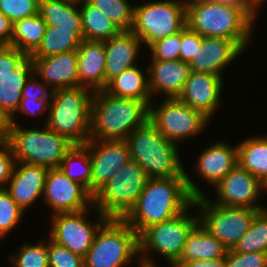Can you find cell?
<instances>
[{"mask_svg": "<svg viewBox=\"0 0 267 267\" xmlns=\"http://www.w3.org/2000/svg\"><path fill=\"white\" fill-rule=\"evenodd\" d=\"M46 28L47 24L39 14L16 21L11 46L30 56L40 45Z\"/></svg>", "mask_w": 267, "mask_h": 267, "instance_id": "cell-31", "label": "cell"}, {"mask_svg": "<svg viewBox=\"0 0 267 267\" xmlns=\"http://www.w3.org/2000/svg\"><path fill=\"white\" fill-rule=\"evenodd\" d=\"M181 31L153 42L150 49L151 60H179Z\"/></svg>", "mask_w": 267, "mask_h": 267, "instance_id": "cell-40", "label": "cell"}, {"mask_svg": "<svg viewBox=\"0 0 267 267\" xmlns=\"http://www.w3.org/2000/svg\"><path fill=\"white\" fill-rule=\"evenodd\" d=\"M52 90L33 73L22 90V98L51 99Z\"/></svg>", "mask_w": 267, "mask_h": 267, "instance_id": "cell-45", "label": "cell"}, {"mask_svg": "<svg viewBox=\"0 0 267 267\" xmlns=\"http://www.w3.org/2000/svg\"><path fill=\"white\" fill-rule=\"evenodd\" d=\"M216 204L229 207H250L263 210L256 204L264 192V184L249 171L237 164L216 186Z\"/></svg>", "mask_w": 267, "mask_h": 267, "instance_id": "cell-16", "label": "cell"}, {"mask_svg": "<svg viewBox=\"0 0 267 267\" xmlns=\"http://www.w3.org/2000/svg\"><path fill=\"white\" fill-rule=\"evenodd\" d=\"M48 170L41 165L15 162L5 190L24 213L32 203L43 196Z\"/></svg>", "mask_w": 267, "mask_h": 267, "instance_id": "cell-18", "label": "cell"}, {"mask_svg": "<svg viewBox=\"0 0 267 267\" xmlns=\"http://www.w3.org/2000/svg\"><path fill=\"white\" fill-rule=\"evenodd\" d=\"M34 74L52 91L79 86L77 51L31 58Z\"/></svg>", "mask_w": 267, "mask_h": 267, "instance_id": "cell-20", "label": "cell"}, {"mask_svg": "<svg viewBox=\"0 0 267 267\" xmlns=\"http://www.w3.org/2000/svg\"><path fill=\"white\" fill-rule=\"evenodd\" d=\"M172 267H225V257L211 260L175 262Z\"/></svg>", "mask_w": 267, "mask_h": 267, "instance_id": "cell-47", "label": "cell"}, {"mask_svg": "<svg viewBox=\"0 0 267 267\" xmlns=\"http://www.w3.org/2000/svg\"><path fill=\"white\" fill-rule=\"evenodd\" d=\"M148 66L151 97L165 94V98H177L188 80L191 68L181 60H150Z\"/></svg>", "mask_w": 267, "mask_h": 267, "instance_id": "cell-21", "label": "cell"}, {"mask_svg": "<svg viewBox=\"0 0 267 267\" xmlns=\"http://www.w3.org/2000/svg\"><path fill=\"white\" fill-rule=\"evenodd\" d=\"M232 250L238 253H267V208L254 216L248 231Z\"/></svg>", "mask_w": 267, "mask_h": 267, "instance_id": "cell-34", "label": "cell"}, {"mask_svg": "<svg viewBox=\"0 0 267 267\" xmlns=\"http://www.w3.org/2000/svg\"><path fill=\"white\" fill-rule=\"evenodd\" d=\"M264 191H267V181L264 183Z\"/></svg>", "mask_w": 267, "mask_h": 267, "instance_id": "cell-53", "label": "cell"}, {"mask_svg": "<svg viewBox=\"0 0 267 267\" xmlns=\"http://www.w3.org/2000/svg\"><path fill=\"white\" fill-rule=\"evenodd\" d=\"M93 91L84 86L61 88L52 92L45 125L73 144L90 139Z\"/></svg>", "mask_w": 267, "mask_h": 267, "instance_id": "cell-4", "label": "cell"}, {"mask_svg": "<svg viewBox=\"0 0 267 267\" xmlns=\"http://www.w3.org/2000/svg\"><path fill=\"white\" fill-rule=\"evenodd\" d=\"M51 99H29L22 98L17 109V112H22V114L28 115H41L49 112Z\"/></svg>", "mask_w": 267, "mask_h": 267, "instance_id": "cell-46", "label": "cell"}, {"mask_svg": "<svg viewBox=\"0 0 267 267\" xmlns=\"http://www.w3.org/2000/svg\"><path fill=\"white\" fill-rule=\"evenodd\" d=\"M58 168L69 179L83 185L91 193V160L89 149L85 144H74Z\"/></svg>", "mask_w": 267, "mask_h": 267, "instance_id": "cell-33", "label": "cell"}, {"mask_svg": "<svg viewBox=\"0 0 267 267\" xmlns=\"http://www.w3.org/2000/svg\"><path fill=\"white\" fill-rule=\"evenodd\" d=\"M256 10L261 6L262 2L266 0H247Z\"/></svg>", "mask_w": 267, "mask_h": 267, "instance_id": "cell-51", "label": "cell"}, {"mask_svg": "<svg viewBox=\"0 0 267 267\" xmlns=\"http://www.w3.org/2000/svg\"><path fill=\"white\" fill-rule=\"evenodd\" d=\"M33 73V62L28 56L10 75L0 80V109L10 117L11 123L17 121L15 113L22 99V90Z\"/></svg>", "mask_w": 267, "mask_h": 267, "instance_id": "cell-26", "label": "cell"}, {"mask_svg": "<svg viewBox=\"0 0 267 267\" xmlns=\"http://www.w3.org/2000/svg\"><path fill=\"white\" fill-rule=\"evenodd\" d=\"M142 41L132 31H121L116 36L104 40L105 47V87L114 77L136 66Z\"/></svg>", "mask_w": 267, "mask_h": 267, "instance_id": "cell-22", "label": "cell"}, {"mask_svg": "<svg viewBox=\"0 0 267 267\" xmlns=\"http://www.w3.org/2000/svg\"><path fill=\"white\" fill-rule=\"evenodd\" d=\"M79 5L82 17L83 39L104 41L121 32L108 17L87 0H79Z\"/></svg>", "mask_w": 267, "mask_h": 267, "instance_id": "cell-30", "label": "cell"}, {"mask_svg": "<svg viewBox=\"0 0 267 267\" xmlns=\"http://www.w3.org/2000/svg\"><path fill=\"white\" fill-rule=\"evenodd\" d=\"M202 36L191 31L187 26L181 30V46L179 60L190 63L197 51V45H201Z\"/></svg>", "mask_w": 267, "mask_h": 267, "instance_id": "cell-43", "label": "cell"}, {"mask_svg": "<svg viewBox=\"0 0 267 267\" xmlns=\"http://www.w3.org/2000/svg\"><path fill=\"white\" fill-rule=\"evenodd\" d=\"M97 7L121 31H131L134 23V7L127 0H87Z\"/></svg>", "mask_w": 267, "mask_h": 267, "instance_id": "cell-35", "label": "cell"}, {"mask_svg": "<svg viewBox=\"0 0 267 267\" xmlns=\"http://www.w3.org/2000/svg\"><path fill=\"white\" fill-rule=\"evenodd\" d=\"M139 266L140 267H157L156 264H150L139 260Z\"/></svg>", "mask_w": 267, "mask_h": 267, "instance_id": "cell-52", "label": "cell"}, {"mask_svg": "<svg viewBox=\"0 0 267 267\" xmlns=\"http://www.w3.org/2000/svg\"><path fill=\"white\" fill-rule=\"evenodd\" d=\"M151 102L121 98L104 90L93 92L90 139L125 140L149 121Z\"/></svg>", "mask_w": 267, "mask_h": 267, "instance_id": "cell-2", "label": "cell"}, {"mask_svg": "<svg viewBox=\"0 0 267 267\" xmlns=\"http://www.w3.org/2000/svg\"><path fill=\"white\" fill-rule=\"evenodd\" d=\"M18 251L9 257L14 267H49L48 248L44 240L37 245L24 243Z\"/></svg>", "mask_w": 267, "mask_h": 267, "instance_id": "cell-36", "label": "cell"}, {"mask_svg": "<svg viewBox=\"0 0 267 267\" xmlns=\"http://www.w3.org/2000/svg\"><path fill=\"white\" fill-rule=\"evenodd\" d=\"M244 50L234 41L225 38L202 37L201 45L189 66L191 71L208 72L223 76L222 71Z\"/></svg>", "mask_w": 267, "mask_h": 267, "instance_id": "cell-19", "label": "cell"}, {"mask_svg": "<svg viewBox=\"0 0 267 267\" xmlns=\"http://www.w3.org/2000/svg\"><path fill=\"white\" fill-rule=\"evenodd\" d=\"M193 203L199 208L200 224L228 250L233 249L248 231L254 216L260 211L250 207L216 204L211 202L207 195L194 198Z\"/></svg>", "mask_w": 267, "mask_h": 267, "instance_id": "cell-11", "label": "cell"}, {"mask_svg": "<svg viewBox=\"0 0 267 267\" xmlns=\"http://www.w3.org/2000/svg\"><path fill=\"white\" fill-rule=\"evenodd\" d=\"M149 177L130 160L94 195V206L108 218L123 219L137 203Z\"/></svg>", "mask_w": 267, "mask_h": 267, "instance_id": "cell-9", "label": "cell"}, {"mask_svg": "<svg viewBox=\"0 0 267 267\" xmlns=\"http://www.w3.org/2000/svg\"><path fill=\"white\" fill-rule=\"evenodd\" d=\"M39 0H0V12L13 24L38 14Z\"/></svg>", "mask_w": 267, "mask_h": 267, "instance_id": "cell-38", "label": "cell"}, {"mask_svg": "<svg viewBox=\"0 0 267 267\" xmlns=\"http://www.w3.org/2000/svg\"><path fill=\"white\" fill-rule=\"evenodd\" d=\"M146 75L136 66L126 69L120 75L111 79L103 89L115 97L130 98L152 102L149 89L148 68L145 69Z\"/></svg>", "mask_w": 267, "mask_h": 267, "instance_id": "cell-28", "label": "cell"}, {"mask_svg": "<svg viewBox=\"0 0 267 267\" xmlns=\"http://www.w3.org/2000/svg\"><path fill=\"white\" fill-rule=\"evenodd\" d=\"M160 106L149 105V121L174 144L202 134L210 120L179 98H166Z\"/></svg>", "mask_w": 267, "mask_h": 267, "instance_id": "cell-12", "label": "cell"}, {"mask_svg": "<svg viewBox=\"0 0 267 267\" xmlns=\"http://www.w3.org/2000/svg\"><path fill=\"white\" fill-rule=\"evenodd\" d=\"M253 21L240 9L211 0H186V26L202 37L234 40L245 50Z\"/></svg>", "mask_w": 267, "mask_h": 267, "instance_id": "cell-3", "label": "cell"}, {"mask_svg": "<svg viewBox=\"0 0 267 267\" xmlns=\"http://www.w3.org/2000/svg\"><path fill=\"white\" fill-rule=\"evenodd\" d=\"M190 207H196L192 203L184 212L172 219L156 223L146 228L139 235L138 260L155 264L152 260L153 254L166 258L173 265L181 256L188 234L199 223V215L189 214Z\"/></svg>", "mask_w": 267, "mask_h": 267, "instance_id": "cell-8", "label": "cell"}, {"mask_svg": "<svg viewBox=\"0 0 267 267\" xmlns=\"http://www.w3.org/2000/svg\"><path fill=\"white\" fill-rule=\"evenodd\" d=\"M85 145L91 160V194L94 196L130 158L125 140L89 139Z\"/></svg>", "mask_w": 267, "mask_h": 267, "instance_id": "cell-15", "label": "cell"}, {"mask_svg": "<svg viewBox=\"0 0 267 267\" xmlns=\"http://www.w3.org/2000/svg\"><path fill=\"white\" fill-rule=\"evenodd\" d=\"M186 175L149 178L137 203L123 219L140 235L149 226L184 212L194 198L205 195Z\"/></svg>", "mask_w": 267, "mask_h": 267, "instance_id": "cell-1", "label": "cell"}, {"mask_svg": "<svg viewBox=\"0 0 267 267\" xmlns=\"http://www.w3.org/2000/svg\"><path fill=\"white\" fill-rule=\"evenodd\" d=\"M78 8L79 0H39L38 14L47 26L71 29L83 39L82 17Z\"/></svg>", "mask_w": 267, "mask_h": 267, "instance_id": "cell-25", "label": "cell"}, {"mask_svg": "<svg viewBox=\"0 0 267 267\" xmlns=\"http://www.w3.org/2000/svg\"><path fill=\"white\" fill-rule=\"evenodd\" d=\"M93 210H96L98 215L96 223H90L86 219L89 208L81 212L52 215L49 237L71 252L85 257L93 244L97 231L109 219L95 206Z\"/></svg>", "mask_w": 267, "mask_h": 267, "instance_id": "cell-13", "label": "cell"}, {"mask_svg": "<svg viewBox=\"0 0 267 267\" xmlns=\"http://www.w3.org/2000/svg\"><path fill=\"white\" fill-rule=\"evenodd\" d=\"M186 26V0H159L134 6L131 31L149 47Z\"/></svg>", "mask_w": 267, "mask_h": 267, "instance_id": "cell-10", "label": "cell"}, {"mask_svg": "<svg viewBox=\"0 0 267 267\" xmlns=\"http://www.w3.org/2000/svg\"><path fill=\"white\" fill-rule=\"evenodd\" d=\"M227 248L200 222L188 234L182 254L176 262L223 258Z\"/></svg>", "mask_w": 267, "mask_h": 267, "instance_id": "cell-27", "label": "cell"}, {"mask_svg": "<svg viewBox=\"0 0 267 267\" xmlns=\"http://www.w3.org/2000/svg\"><path fill=\"white\" fill-rule=\"evenodd\" d=\"M43 197L52 208L51 215L94 208V196L83 185L69 179L60 168L48 170Z\"/></svg>", "mask_w": 267, "mask_h": 267, "instance_id": "cell-14", "label": "cell"}, {"mask_svg": "<svg viewBox=\"0 0 267 267\" xmlns=\"http://www.w3.org/2000/svg\"><path fill=\"white\" fill-rule=\"evenodd\" d=\"M82 39L71 29L47 26L38 48L30 58H44L54 54L77 51Z\"/></svg>", "mask_w": 267, "mask_h": 267, "instance_id": "cell-32", "label": "cell"}, {"mask_svg": "<svg viewBox=\"0 0 267 267\" xmlns=\"http://www.w3.org/2000/svg\"><path fill=\"white\" fill-rule=\"evenodd\" d=\"M11 119L0 109V143L7 142L10 136Z\"/></svg>", "mask_w": 267, "mask_h": 267, "instance_id": "cell-50", "label": "cell"}, {"mask_svg": "<svg viewBox=\"0 0 267 267\" xmlns=\"http://www.w3.org/2000/svg\"><path fill=\"white\" fill-rule=\"evenodd\" d=\"M47 242L49 267H84V257L71 252L51 238Z\"/></svg>", "mask_w": 267, "mask_h": 267, "instance_id": "cell-39", "label": "cell"}, {"mask_svg": "<svg viewBox=\"0 0 267 267\" xmlns=\"http://www.w3.org/2000/svg\"><path fill=\"white\" fill-rule=\"evenodd\" d=\"M13 23L0 12V46H11Z\"/></svg>", "mask_w": 267, "mask_h": 267, "instance_id": "cell-48", "label": "cell"}, {"mask_svg": "<svg viewBox=\"0 0 267 267\" xmlns=\"http://www.w3.org/2000/svg\"><path fill=\"white\" fill-rule=\"evenodd\" d=\"M43 128V129H42ZM41 129H24L11 123L9 144L15 162L58 168L67 151L74 145L66 137L43 124Z\"/></svg>", "mask_w": 267, "mask_h": 267, "instance_id": "cell-6", "label": "cell"}, {"mask_svg": "<svg viewBox=\"0 0 267 267\" xmlns=\"http://www.w3.org/2000/svg\"><path fill=\"white\" fill-rule=\"evenodd\" d=\"M125 141L131 160L137 162L149 178L187 176L178 145L167 140L150 121L134 130Z\"/></svg>", "mask_w": 267, "mask_h": 267, "instance_id": "cell-5", "label": "cell"}, {"mask_svg": "<svg viewBox=\"0 0 267 267\" xmlns=\"http://www.w3.org/2000/svg\"><path fill=\"white\" fill-rule=\"evenodd\" d=\"M139 257V235L124 219L109 218L97 231L84 267H123Z\"/></svg>", "mask_w": 267, "mask_h": 267, "instance_id": "cell-7", "label": "cell"}, {"mask_svg": "<svg viewBox=\"0 0 267 267\" xmlns=\"http://www.w3.org/2000/svg\"><path fill=\"white\" fill-rule=\"evenodd\" d=\"M225 267H267V253H238L229 249L225 255Z\"/></svg>", "mask_w": 267, "mask_h": 267, "instance_id": "cell-41", "label": "cell"}, {"mask_svg": "<svg viewBox=\"0 0 267 267\" xmlns=\"http://www.w3.org/2000/svg\"><path fill=\"white\" fill-rule=\"evenodd\" d=\"M79 86L93 92L105 88V47L104 41L82 39L77 49Z\"/></svg>", "mask_w": 267, "mask_h": 267, "instance_id": "cell-24", "label": "cell"}, {"mask_svg": "<svg viewBox=\"0 0 267 267\" xmlns=\"http://www.w3.org/2000/svg\"><path fill=\"white\" fill-rule=\"evenodd\" d=\"M28 56L12 46H0V80L10 75Z\"/></svg>", "mask_w": 267, "mask_h": 267, "instance_id": "cell-42", "label": "cell"}, {"mask_svg": "<svg viewBox=\"0 0 267 267\" xmlns=\"http://www.w3.org/2000/svg\"><path fill=\"white\" fill-rule=\"evenodd\" d=\"M24 212L12 200L10 194L0 189V239L5 238L9 232L21 221Z\"/></svg>", "mask_w": 267, "mask_h": 267, "instance_id": "cell-37", "label": "cell"}, {"mask_svg": "<svg viewBox=\"0 0 267 267\" xmlns=\"http://www.w3.org/2000/svg\"><path fill=\"white\" fill-rule=\"evenodd\" d=\"M238 164L237 146L219 141L202 151L195 168L201 178L209 185L216 186Z\"/></svg>", "mask_w": 267, "mask_h": 267, "instance_id": "cell-23", "label": "cell"}, {"mask_svg": "<svg viewBox=\"0 0 267 267\" xmlns=\"http://www.w3.org/2000/svg\"><path fill=\"white\" fill-rule=\"evenodd\" d=\"M14 164L15 160L9 142L0 143V189H4L11 178Z\"/></svg>", "mask_w": 267, "mask_h": 267, "instance_id": "cell-44", "label": "cell"}, {"mask_svg": "<svg viewBox=\"0 0 267 267\" xmlns=\"http://www.w3.org/2000/svg\"><path fill=\"white\" fill-rule=\"evenodd\" d=\"M224 5L232 6L242 10L253 22L257 15V10L247 0H211Z\"/></svg>", "mask_w": 267, "mask_h": 267, "instance_id": "cell-49", "label": "cell"}, {"mask_svg": "<svg viewBox=\"0 0 267 267\" xmlns=\"http://www.w3.org/2000/svg\"><path fill=\"white\" fill-rule=\"evenodd\" d=\"M223 77L191 71L183 91L177 97L194 110L200 111L210 121L221 103Z\"/></svg>", "mask_w": 267, "mask_h": 267, "instance_id": "cell-17", "label": "cell"}, {"mask_svg": "<svg viewBox=\"0 0 267 267\" xmlns=\"http://www.w3.org/2000/svg\"><path fill=\"white\" fill-rule=\"evenodd\" d=\"M237 145L238 164L264 184L267 181V137L255 135Z\"/></svg>", "mask_w": 267, "mask_h": 267, "instance_id": "cell-29", "label": "cell"}]
</instances>
